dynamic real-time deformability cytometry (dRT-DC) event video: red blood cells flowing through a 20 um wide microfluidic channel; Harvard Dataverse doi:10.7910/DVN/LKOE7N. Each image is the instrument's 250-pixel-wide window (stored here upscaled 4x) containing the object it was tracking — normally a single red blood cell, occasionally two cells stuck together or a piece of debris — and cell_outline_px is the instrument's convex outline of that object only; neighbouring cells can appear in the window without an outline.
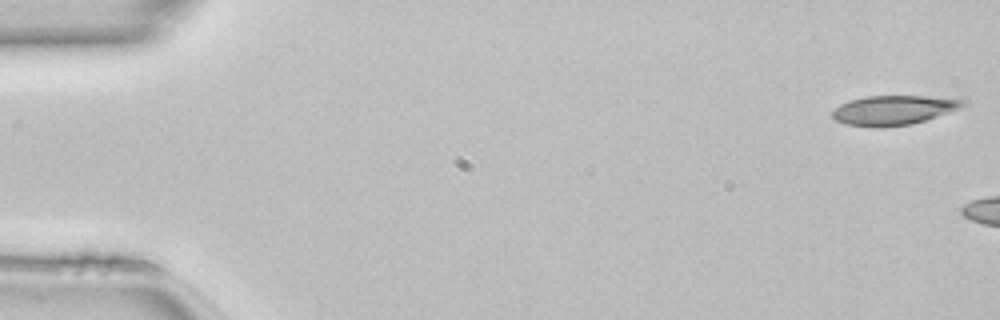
{"species": "common noctule bat (a hibernating species)", "species_latin": "Nyctalus noctula", "temperature_condition": "room temperature", "stored_images_in_passage": 6, "camera_frame_rate_fps": 3000, "um_per_image_px": 0.085, "animal": {"sex": "female", "body_mass_g": 22.7, "forearm_length_mm": 54.2}, "frame": {"image": 1, "passage_image": 1, "time_ms": 0.0, "image_size_px": [1000, 320], "cell_outline_px": [[968, 104], [960, 108], [912, 124], [848, 124], [836, 120], [832, 116], [832, 112], [840, 104], [848, 100], [864, 96], [928, 96], [968, 100]], "centroid_in_image_um": [76.01, 9.3], "position_along_channel_um": 9.0, "area_um2": 21.5}}